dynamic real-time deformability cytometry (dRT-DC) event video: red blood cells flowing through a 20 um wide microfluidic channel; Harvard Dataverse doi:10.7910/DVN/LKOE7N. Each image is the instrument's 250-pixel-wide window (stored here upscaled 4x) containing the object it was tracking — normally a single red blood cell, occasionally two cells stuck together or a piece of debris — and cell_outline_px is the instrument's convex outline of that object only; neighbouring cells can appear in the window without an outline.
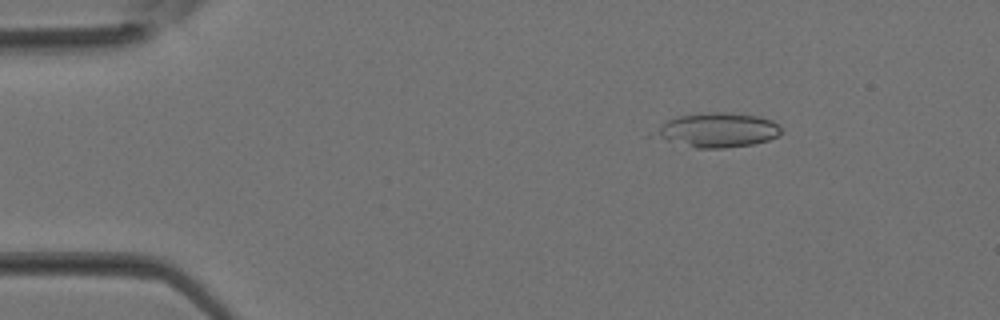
{"species": "Egyptian fruit bat (a non-hibernating species)", "species_latin": "Rousettus aegyptiacus", "temperature_condition": "room temperature", "stored_images_in_passage": 14, "camera_frame_rate_fps": 3000, "um_per_image_px": 0.085, "animal": {"sex": "female"}, "frame": {"image": 1, "passage_image": 6, "time_ms": 1.667, "image_size_px": [1000, 320], "cell_outline_px": [[784, 132], [768, 140], [752, 144], [724, 148], [696, 148], [644, 136], [668, 120], [680, 116], [712, 112], [728, 112], [760, 116], [772, 120], [780, 124]], "centroid_in_image_um": [60.93, 11.06], "position_along_channel_um": 24.1, "area_um2": 25.89}}